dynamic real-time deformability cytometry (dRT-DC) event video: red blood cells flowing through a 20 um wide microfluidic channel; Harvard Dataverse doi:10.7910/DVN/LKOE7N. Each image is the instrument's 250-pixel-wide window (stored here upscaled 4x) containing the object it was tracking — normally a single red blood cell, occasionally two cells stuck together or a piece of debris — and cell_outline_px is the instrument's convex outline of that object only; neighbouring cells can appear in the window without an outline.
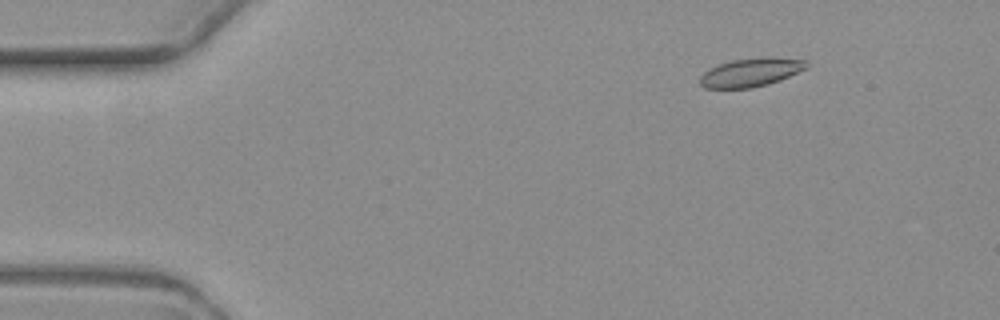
{"species": "common noctule bat (a hibernating species)", "species_latin": "Nyctalus noctula", "temperature_condition": "warm", "stored_images_in_passage": 6, "segment_of_instrument_passage": [2, 2], "camera_frame_rate_fps": 3000, "um_per_image_px": 0.085, "animal": {"sex": "female", "body_mass_g": 19.3, "forearm_length_mm": 54.1}, "frame": {"image": 1, "passage_image": 6, "time_ms": 6.0, "image_size_px": [1000, 320], "cell_outline_px": [[808, 68], [780, 80], [768, 84], [752, 88], [704, 88], [700, 84], [700, 76], [704, 72], [720, 64], [732, 60], [808, 60]], "centroid_in_image_um": [63.77, 6.22], "position_along_channel_um": 21.2, "area_um2": 16.7}}